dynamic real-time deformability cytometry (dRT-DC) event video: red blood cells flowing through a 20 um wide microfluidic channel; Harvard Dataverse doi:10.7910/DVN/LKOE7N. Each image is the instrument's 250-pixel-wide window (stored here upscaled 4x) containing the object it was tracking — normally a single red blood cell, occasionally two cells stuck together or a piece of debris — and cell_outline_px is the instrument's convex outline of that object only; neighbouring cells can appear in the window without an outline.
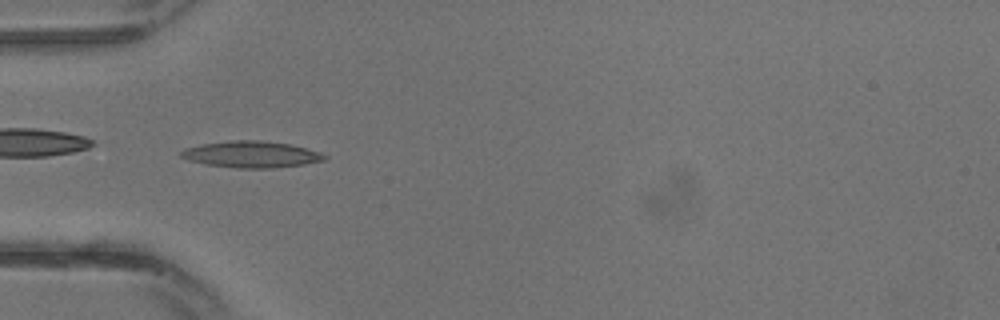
{"species": "common noctule bat (a hibernating species)", "species_latin": "Nyctalus noctula", "temperature_condition": "warm", "stored_images_in_passage": 32, "camera_frame_rate_fps": 3000, "um_per_image_px": 0.085, "animal": {"sex": "male", "body_mass_g": 13.3}, "frame": {"image": 1, "passage_image": 11, "time_ms": 3.333, "image_size_px": [1000, 320], "cell_outline_px": [[328, 156], [324, 160], [304, 164], [272, 168], [236, 168], [204, 164], [188, 160], [180, 156], [180, 152], [184, 148], [200, 144], [228, 140], [260, 140], [292, 144], [320, 152]], "centroid_in_image_um": [21.33, 13.11], "position_along_channel_um": 63.7, "area_um2": 22.31}}
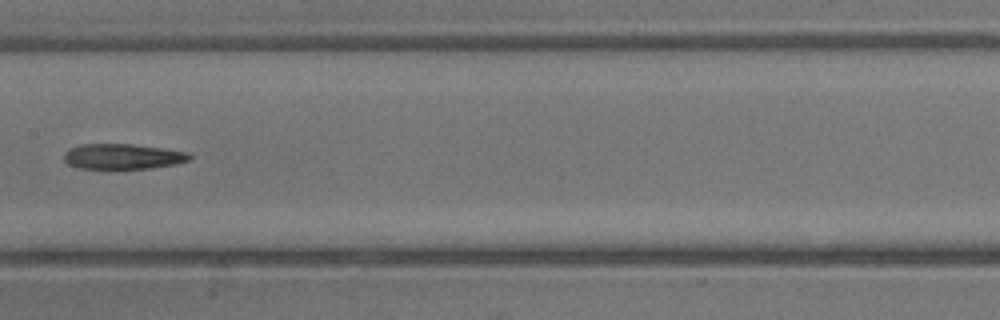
{"frame": {"image": 2, "passage_image": 17, "time_ms": 5.333, "image_size_px": [1000, 320], "cell_outline_px": [[192, 160], [176, 164], [148, 168], [108, 172], [80, 168], [68, 164], [64, 160], [64, 152], [68, 148], [80, 144], [132, 144], [164, 148], [188, 152], [192, 156]], "centroid_in_image_um": [10.4, 13.34], "position_along_channel_um": 197.0, "area_um2": 19.59}}
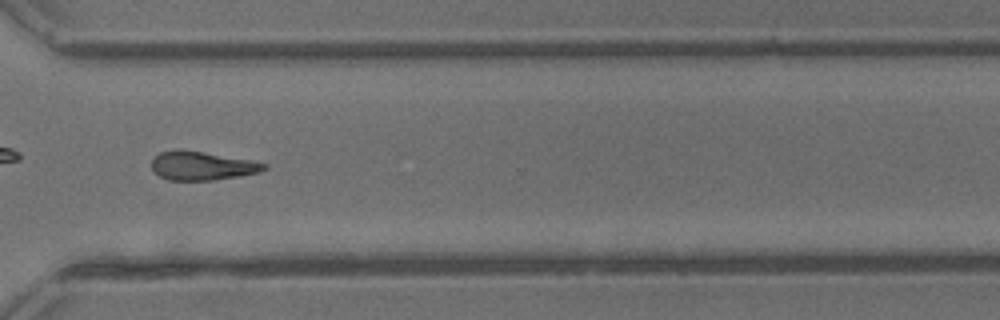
{"frame": {"image": 3, "passage_image": 24, "time_ms": 7.667, "image_size_px": [1000, 320], "cell_outline_px": [[268, 168], [260, 172], [240, 176], [212, 180], [168, 180], [160, 176], [152, 168], [152, 160], [160, 152], [176, 148], [180, 148], [252, 160], [268, 164]], "centroid_in_image_um": [17.19, 14.08], "position_along_channel_um": 353.4, "area_um2": 18.96}}